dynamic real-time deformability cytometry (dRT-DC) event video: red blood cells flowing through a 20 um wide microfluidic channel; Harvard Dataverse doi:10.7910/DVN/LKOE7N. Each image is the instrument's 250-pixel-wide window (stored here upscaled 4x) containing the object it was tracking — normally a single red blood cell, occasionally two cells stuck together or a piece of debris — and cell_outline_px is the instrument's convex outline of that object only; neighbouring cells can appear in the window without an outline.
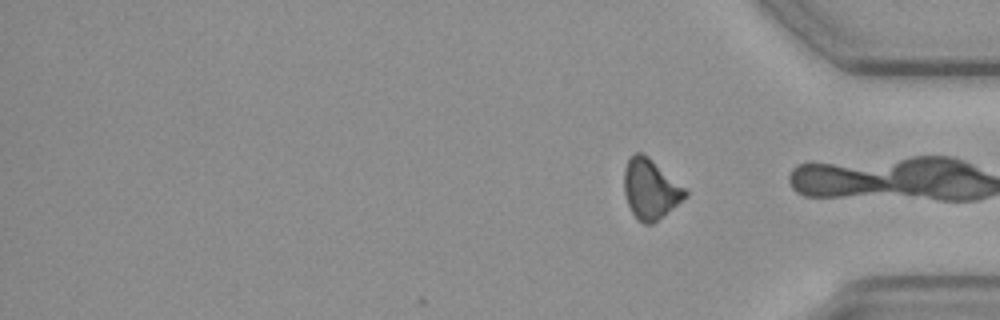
{"species": "common noctule bat (a hibernating species)", "species_latin": "Nyctalus noctula", "temperature_condition": "cold", "stored_images_in_passage": 32, "camera_frame_rate_fps": 3000, "um_per_image_px": 0.085, "animal": {"sex": "female", "body_mass_g": 19.3, "forearm_length_mm": 54.1}, "frame": {"image": 1, "passage_image": 32, "time_ms": 10.333, "image_size_px": [1000, 320], "cell_outline_px": [[688, 196], [652, 224], [644, 224], [636, 220], [628, 204], [624, 192], [624, 168], [628, 160], [636, 152], [640, 152], [648, 156], [684, 188], [688, 192]], "centroid_in_image_um": [55.26, 16.09], "position_along_channel_um": 379.9, "area_um2": 21.1}}